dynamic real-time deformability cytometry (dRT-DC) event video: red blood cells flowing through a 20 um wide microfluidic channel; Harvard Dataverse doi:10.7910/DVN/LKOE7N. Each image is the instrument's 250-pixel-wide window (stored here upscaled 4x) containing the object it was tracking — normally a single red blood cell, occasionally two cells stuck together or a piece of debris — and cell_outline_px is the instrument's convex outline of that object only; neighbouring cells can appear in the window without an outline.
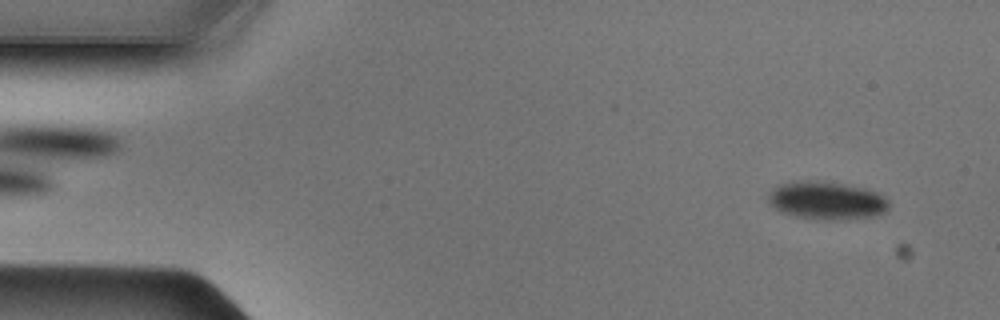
{"species": "Egyptian fruit bat (a non-hibernating species)", "species_latin": "Rousettus aegyptiacus", "temperature_condition": "cold", "stored_images_in_passage": 48, "camera_frame_rate_fps": 3000, "um_per_image_px": 0.085, "animal": {"sex": "male"}, "frame": {"image": 1, "passage_image": 3, "time_ms": 0.667, "image_size_px": [1000, 320], "cell_outline_px": [[888, 208], [884, 212], [872, 216], [840, 220], [824, 220], [796, 216], [784, 212], [768, 204], [768, 196], [776, 184], [796, 180], [816, 180], [844, 184], [864, 188], [876, 192], [884, 196], [888, 200]], "centroid_in_image_um": [70.24, 17.02], "position_along_channel_um": 14.8, "area_um2": 26.76}}
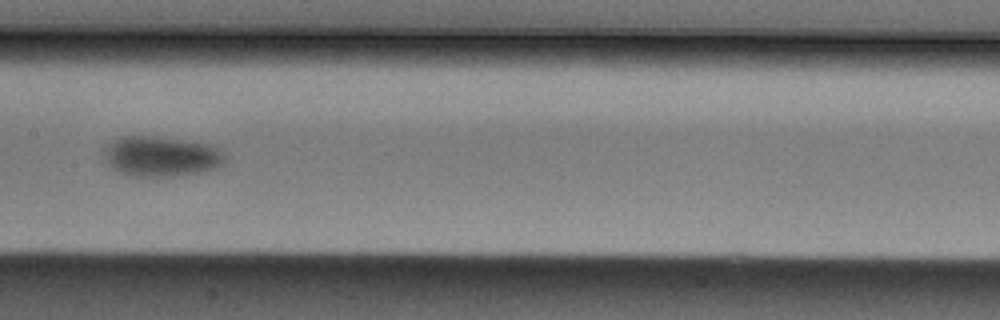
{"frame": {"image": 2, "passage_image": 23, "time_ms": 7.333, "image_size_px": [1000, 320], "cell_outline_px": [[228, 160], [224, 164], [216, 168], [204, 172], [176, 176], [132, 176], [120, 172], [112, 168], [104, 160], [104, 152], [108, 144], [124, 136], [152, 136], [196, 140], [212, 144], [220, 148], [224, 152]], "centroid_in_image_um": [13.81, 13.28], "position_along_channel_um": 193.6, "area_um2": 29.02}}
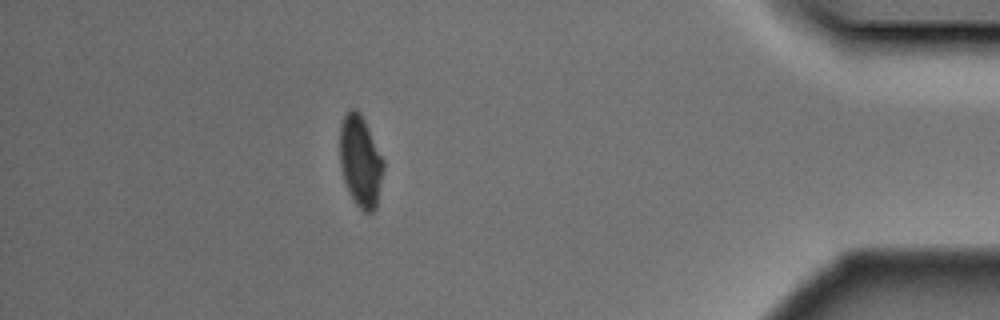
{"frame": {"image": 3, "passage_image": 42, "time_ms": 13.667, "image_size_px": [1000, 320], "cell_outline_px": [[384, 168], [376, 208], [372, 212], [364, 212], [356, 204], [344, 180], [340, 164], [340, 128], [344, 116], [352, 108], [356, 108], [360, 112], [384, 160]], "centroid_in_image_um": [30.65, 13.7], "position_along_channel_um": 404.6, "area_um2": 22.95}}